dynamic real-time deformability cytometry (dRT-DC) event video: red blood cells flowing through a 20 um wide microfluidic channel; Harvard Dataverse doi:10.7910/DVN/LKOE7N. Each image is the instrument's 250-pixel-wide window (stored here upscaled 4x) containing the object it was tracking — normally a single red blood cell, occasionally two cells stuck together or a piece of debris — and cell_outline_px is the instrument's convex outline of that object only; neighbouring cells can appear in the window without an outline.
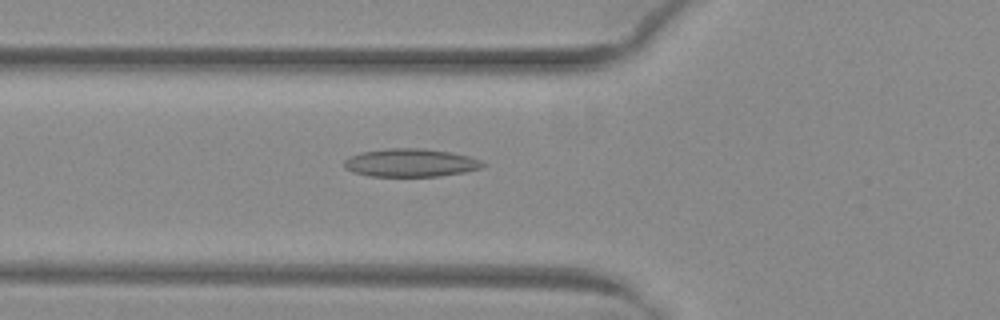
{"species": "common noctule bat (a hibernating species)", "species_latin": "Nyctalus noctula", "temperature_condition": "warm", "stored_images_in_passage": 52, "camera_frame_rate_fps": 3000, "um_per_image_px": 0.085, "animal": {"sex": "female", "body_mass_g": 29.2, "forearm_length_mm": 56.3}, "frame": {"image": 1, "passage_image": 20, "time_ms": 6.333, "image_size_px": [1000, 320], "cell_outline_px": [[484, 164], [480, 168], [464, 172], [440, 176], [368, 176], [352, 172], [344, 168], [344, 160], [348, 156], [360, 152], [388, 148], [424, 148], [448, 152], [468, 156], [480, 160]], "centroid_in_image_um": [34.82, 13.83], "position_along_channel_um": 91.0, "area_um2": 22.72}}
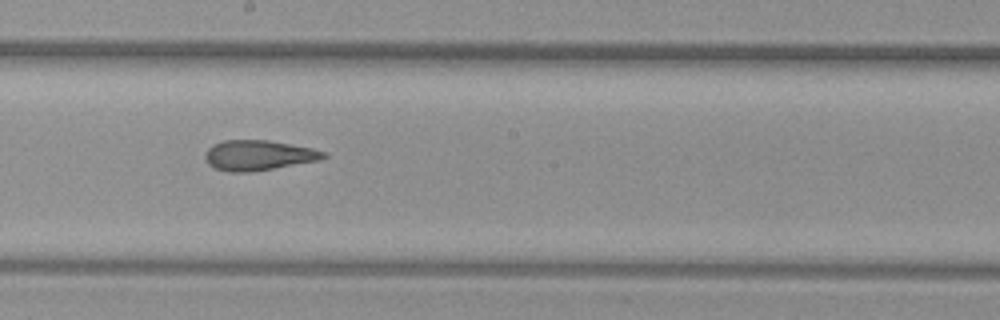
{"frame": {"image": 2, "passage_image": 30, "time_ms": 9.667, "image_size_px": [1000, 320], "cell_outline_px": [[328, 156], [320, 160], [248, 172], [228, 172], [216, 168], [208, 164], [204, 156], [208, 148], [212, 144], [224, 140], [268, 140], [312, 148], [328, 152]], "centroid_in_image_um": [21.97, 13.19], "position_along_channel_um": 226.2, "area_um2": 20.75}}
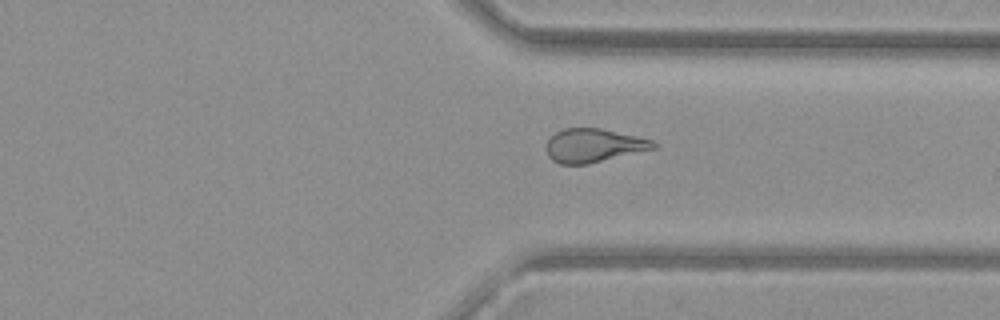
{"frame": {"image": 3, "passage_image": 40, "time_ms": 13.0, "image_size_px": [1000, 320], "cell_outline_px": [[660, 148], [588, 164], [560, 164], [552, 160], [548, 156], [544, 148], [548, 140], [556, 132], [564, 128], [600, 128], [636, 136], [652, 140], [660, 144]], "centroid_in_image_um": [50.5, 12.38], "position_along_channel_um": 360.9, "area_um2": 21.33}, "authors_computed_cell_mechanics": {"area_um2": 22.6576, "velocity_mm_per_s": 4.0462, "shape_relaxation_time_tau1_ms": null, "shape_relaxation_time_tau2_ms": 2.7542, "deformation_change_tau1": null, "deformation_change_tau2": 0.1323}}